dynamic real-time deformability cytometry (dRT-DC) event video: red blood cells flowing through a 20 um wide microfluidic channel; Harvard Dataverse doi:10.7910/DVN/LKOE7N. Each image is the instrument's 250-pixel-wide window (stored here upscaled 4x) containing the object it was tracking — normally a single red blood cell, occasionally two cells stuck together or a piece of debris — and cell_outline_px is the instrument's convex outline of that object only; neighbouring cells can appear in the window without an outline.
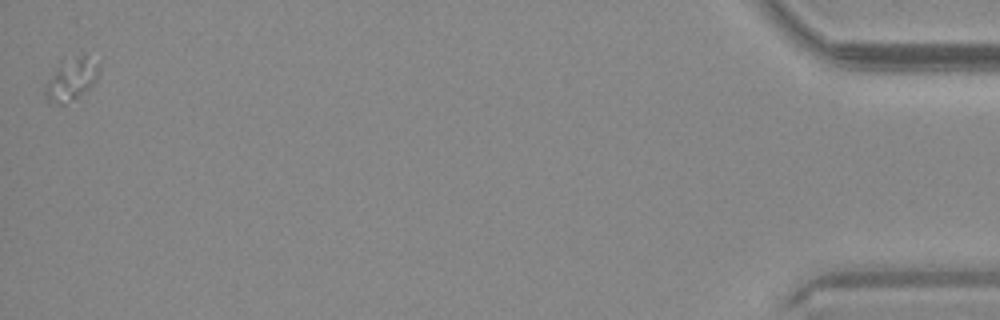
{"species": "common noctule bat (a hibernating species)", "species_latin": "Nyctalus noctula", "temperature_condition": "warm", "stored_images_in_passage": 35, "camera_frame_rate_fps": 3000, "um_per_image_px": 0.085, "animal": {"sex": "male", "body_mass_g": 20.4}, "frame": {"image": 1, "passage_image": 35, "time_ms": 11.333, "image_size_px": [1000, 320], "cell_outline_px": [[100, 72], [92, 84], [80, 96], [64, 104], [48, 104], [44, 92], [44, 84], [60, 60], [76, 56], [84, 56], [100, 64]], "centroid_in_image_um": [6.0, 6.75], "position_along_channel_um": 429.2, "area_um2": 13.53}}